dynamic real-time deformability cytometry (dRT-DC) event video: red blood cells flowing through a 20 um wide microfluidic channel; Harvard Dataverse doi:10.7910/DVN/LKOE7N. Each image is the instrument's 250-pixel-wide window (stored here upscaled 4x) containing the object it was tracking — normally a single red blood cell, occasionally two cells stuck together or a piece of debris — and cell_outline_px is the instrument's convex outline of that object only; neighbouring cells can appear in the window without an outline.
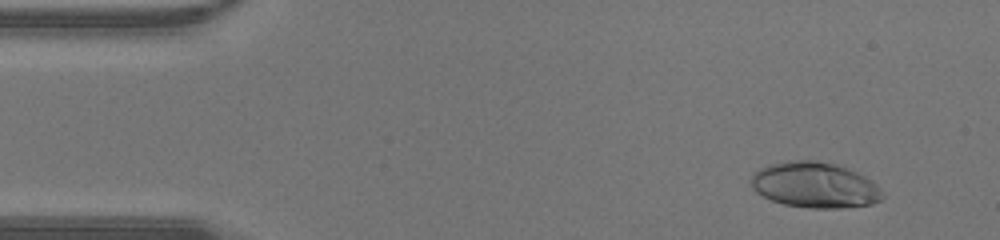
{"species": "human", "species_latin": "Homo sapiens", "temperature_condition": "warm", "stored_images_in_passage": 42, "camera_frame_rate_fps": 3000, "um_per_image_px": 0.085, "donor": {"sex": "male"}, "frame": {"image": 1, "passage_image": 4, "time_ms": 1.0, "image_size_px": [1000, 240], "cell_outline_px": [[884, 196], [880, 200], [872, 204], [840, 208], [808, 208], [784, 204], [772, 200], [756, 192], [752, 188], [752, 176], [760, 168], [768, 164], [788, 160], [816, 160], [836, 164], [848, 168], [872, 180], [884, 192]], "centroid_in_image_um": [69.28, 15.72], "position_along_channel_um": 15.7, "area_um2": 35.08}}
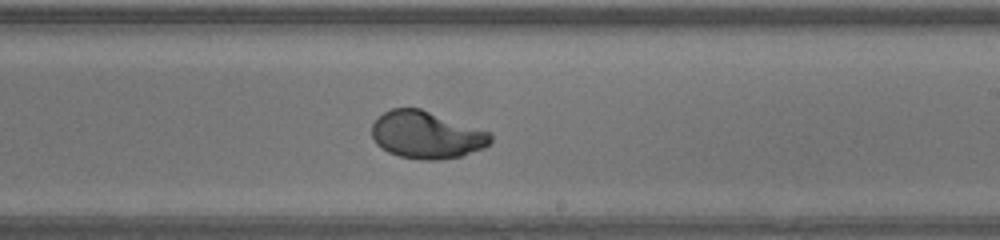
{"frame": {"image": 2, "passage_image": 25, "time_ms": 8.0, "image_size_px": [1000, 240], "cell_outline_px": [[492, 144], [484, 148], [460, 156], [436, 160], [420, 160], [400, 156], [388, 152], [376, 144], [372, 136], [372, 124], [384, 112], [392, 108], [420, 108], [492, 132]], "centroid_in_image_um": [36.28, 11.47], "position_along_channel_um": 252.7, "area_um2": 32.89}}
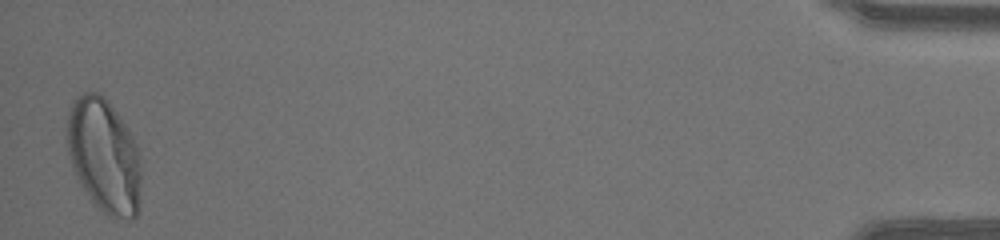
{"frame": {"image": 3, "passage_image": 42, "time_ms": 13.667, "image_size_px": [1000, 240], "cell_outline_px": [[140, 208], [136, 216], [132, 220], [116, 220], [96, 208], [80, 184], [76, 176], [68, 152], [68, 112], [72, 100], [76, 96], [84, 92], [96, 92], [104, 96], [108, 100], [128, 128], [136, 144], [140, 160]], "centroid_in_image_um": [8.86, 13.28], "position_along_channel_um": 426.3, "area_um2": 49.82}}